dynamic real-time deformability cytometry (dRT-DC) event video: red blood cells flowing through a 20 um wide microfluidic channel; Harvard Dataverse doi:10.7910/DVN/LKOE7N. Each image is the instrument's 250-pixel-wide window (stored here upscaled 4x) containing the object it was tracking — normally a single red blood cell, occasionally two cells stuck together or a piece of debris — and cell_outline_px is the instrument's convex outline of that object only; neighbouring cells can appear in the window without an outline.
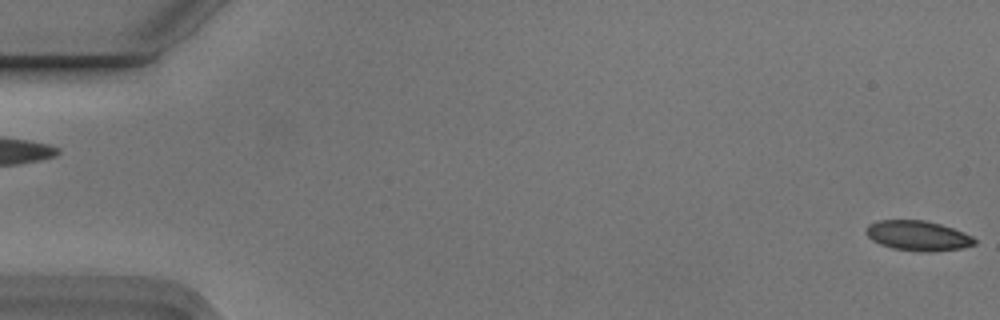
{"species": "Egyptian fruit bat (a non-hibernating species)", "species_latin": "Rousettus aegyptiacus", "temperature_condition": "cold", "stored_images_in_passage": 5, "segment_of_instrument_passage": [2, 2], "camera_frame_rate_fps": 3000, "um_per_image_px": 0.085, "animal": {"sex": "male"}, "frame": {"image": 1, "passage_image": 5, "time_ms": 1.333, "image_size_px": [1000, 320], "cell_outline_px": [[976, 244], [964, 248], [932, 252], [920, 252], [892, 248], [880, 244], [872, 240], [864, 232], [864, 228], [868, 224], [880, 220], [924, 220], [940, 224], [964, 232], [972, 236], [976, 240]], "centroid_in_image_um": [78.01, 20.04], "position_along_channel_um": 7.0, "area_um2": 19.19}}